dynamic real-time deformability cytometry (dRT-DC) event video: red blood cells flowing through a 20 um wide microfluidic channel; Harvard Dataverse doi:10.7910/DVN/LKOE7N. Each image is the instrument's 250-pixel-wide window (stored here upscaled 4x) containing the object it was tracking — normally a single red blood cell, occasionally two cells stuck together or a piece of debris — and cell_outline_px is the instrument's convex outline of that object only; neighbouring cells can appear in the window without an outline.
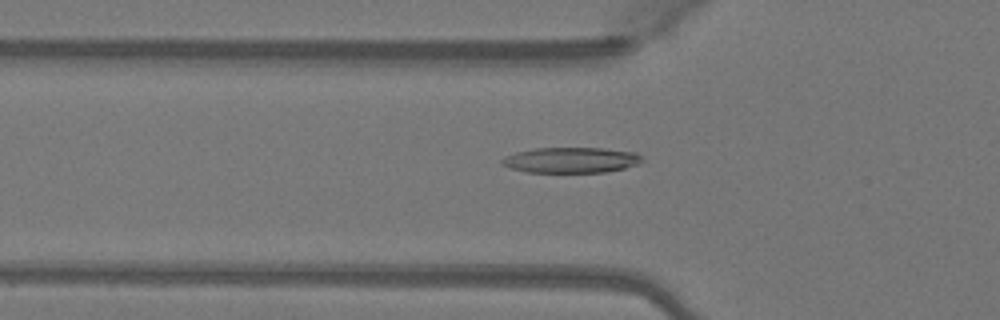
{"species": "Egyptian fruit bat (a non-hibernating species)", "species_latin": "Rousettus aegyptiacus", "temperature_condition": "warm", "stored_images_in_passage": 37, "camera_frame_rate_fps": 3000, "um_per_image_px": 0.085, "animal": {"sex": "female"}, "frame": {"image": 1, "passage_image": 4, "time_ms": 1.0, "image_size_px": [1000, 320], "cell_outline_px": [[644, 160], [640, 164], [624, 168], [604, 172], [528, 172], [512, 168], [500, 164], [500, 160], [504, 156], [516, 152], [532, 148], [604, 148], [636, 152]], "centroid_in_image_um": [48.54, 13.6], "position_along_channel_um": 77.3, "area_um2": 20.98}}
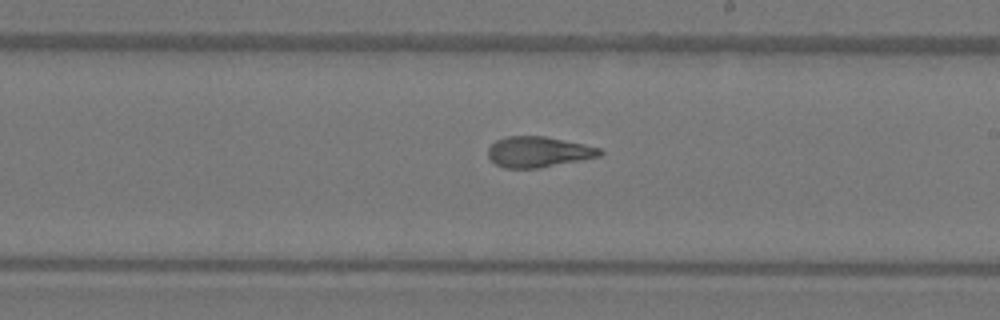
{"frame": {"image": 2, "passage_image": 16, "time_ms": 5.0, "image_size_px": [1000, 320], "cell_outline_px": [[604, 152], [600, 156], [540, 168], [504, 168], [496, 164], [488, 156], [488, 148], [496, 140], [504, 136], [544, 136], [584, 144], [600, 148]], "centroid_in_image_um": [45.75, 12.91], "position_along_channel_um": 243.2, "area_um2": 19.94}}
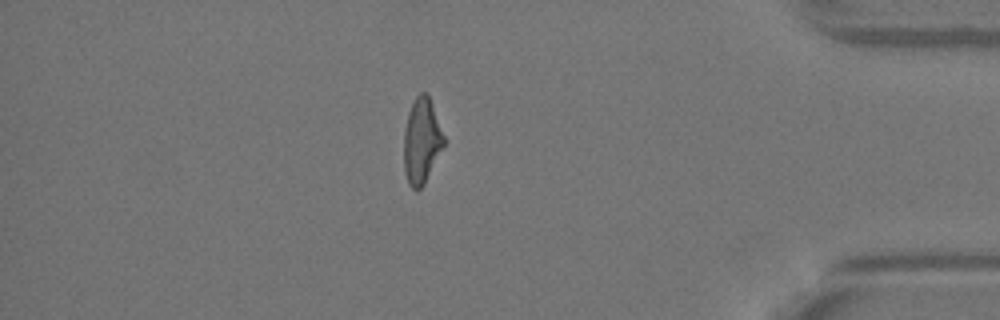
{"frame": {"image": 3, "passage_image": 30, "time_ms": 9.667, "image_size_px": [1000, 320], "cell_outline_px": [[444, 144], [424, 184], [416, 192], [408, 184], [404, 172], [404, 128], [408, 112], [416, 96], [420, 92], [428, 92], [444, 136]], "centroid_in_image_um": [35.82, 11.97], "position_along_channel_um": 399.4, "area_um2": 19.88}, "authors_computed_cell_mechanics": {"area_um2": 20.1144, "velocity_mm_per_s": 4.1171, "shape_relaxation_time_tau1_ms": 4.683, "shape_relaxation_time_tau2_ms": 1.5135, "deformation_change_tau1": 0.1983, "deformation_change_tau2": 0.1068}}